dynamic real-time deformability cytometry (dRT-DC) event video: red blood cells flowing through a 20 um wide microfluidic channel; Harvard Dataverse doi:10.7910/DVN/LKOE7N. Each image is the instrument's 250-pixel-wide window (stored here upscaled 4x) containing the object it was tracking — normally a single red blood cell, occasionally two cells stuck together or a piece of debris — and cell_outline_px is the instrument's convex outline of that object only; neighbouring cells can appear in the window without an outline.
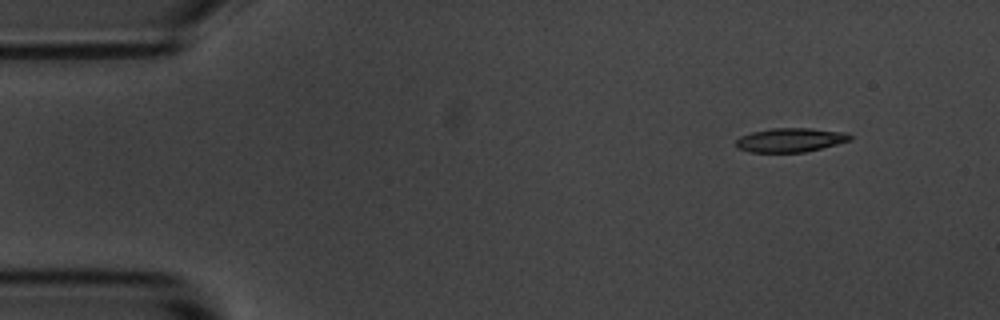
{"species": "common noctule bat (a hibernating species)", "species_latin": "Nyctalus noctula", "temperature_condition": "room temperature", "stored_images_in_passage": 10, "camera_frame_rate_fps": 3000, "um_per_image_px": 0.085, "animal": {"sex": "male", "body_mass_g": 20.1, "forearm_length_mm": 53.5}, "frame": {"image": 1, "passage_image": 1, "time_ms": 0.0, "image_size_px": [1000, 320], "cell_outline_px": [[852, 140], [804, 152], [752, 152], [736, 148], [736, 140], [740, 136], [752, 132], [772, 128], [812, 128], [844, 132], [852, 136]], "centroid_in_image_um": [67.17, 11.89], "position_along_channel_um": 17.8, "area_um2": 15.9}}
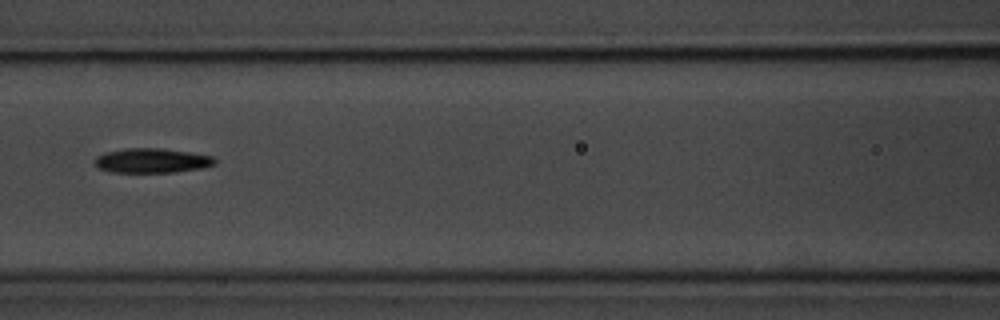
{"frame": {"image": 2, "passage_image": 6, "time_ms": 6.0, "image_size_px": [1000, 320], "cell_outline_px": [[216, 164], [200, 168], [172, 172], [112, 172], [100, 168], [92, 164], [92, 160], [96, 156], [104, 152], [124, 148], [160, 148], [192, 152], [212, 156], [216, 160]], "centroid_in_image_um": [12.86, 13.64], "position_along_channel_um": 153.7, "area_um2": 17.34}}
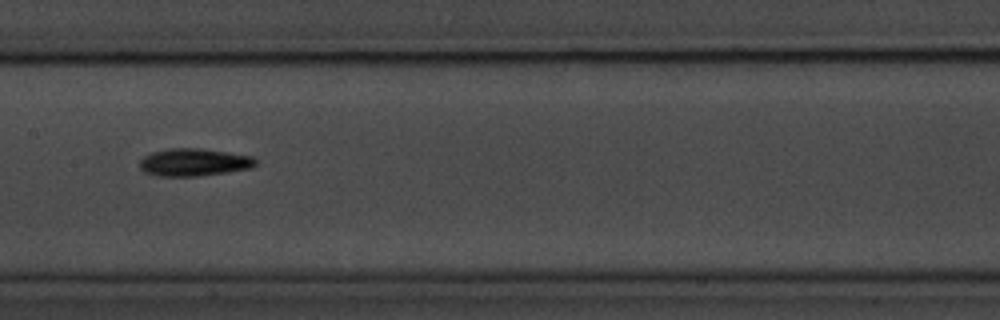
{"frame": {"image": 3, "passage_image": 7, "time_ms": 7.0, "image_size_px": [1000, 320], "cell_outline_px": [[256, 164], [252, 168], [228, 172], [196, 176], [160, 176], [144, 172], [140, 168], [140, 160], [144, 156], [152, 152], [168, 148], [200, 148], [228, 152], [252, 156], [256, 160]], "centroid_in_image_um": [16.48, 13.79], "position_along_channel_um": 190.9, "area_um2": 18.67}}